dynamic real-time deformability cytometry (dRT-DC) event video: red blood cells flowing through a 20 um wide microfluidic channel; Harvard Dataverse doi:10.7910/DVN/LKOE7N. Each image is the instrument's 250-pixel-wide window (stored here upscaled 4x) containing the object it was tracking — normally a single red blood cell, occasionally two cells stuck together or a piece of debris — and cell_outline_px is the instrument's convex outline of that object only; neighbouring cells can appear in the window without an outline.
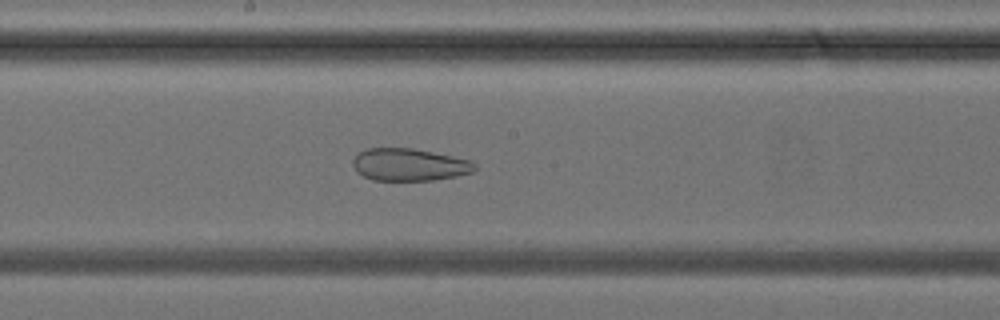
{"species": "common noctule bat (a hibernating species)", "species_latin": "Nyctalus noctula", "temperature_condition": "cold", "stored_images_in_passage": 32, "camera_frame_rate_fps": 3000, "um_per_image_px": 0.085, "animal": {"sex": "female", "body_mass_g": 24.6, "forearm_length_mm": 56.2}, "frame": {"image": 1, "passage_image": 19, "time_ms": 6.0, "image_size_px": [1000, 320], "cell_outline_px": [[476, 168], [472, 172], [456, 176], [432, 180], [372, 180], [356, 172], [352, 164], [352, 160], [360, 152], [368, 148], [412, 148], [472, 160], [476, 164]], "centroid_in_image_um": [34.79, 14.0], "position_along_channel_um": 213.4, "area_um2": 22.95}}